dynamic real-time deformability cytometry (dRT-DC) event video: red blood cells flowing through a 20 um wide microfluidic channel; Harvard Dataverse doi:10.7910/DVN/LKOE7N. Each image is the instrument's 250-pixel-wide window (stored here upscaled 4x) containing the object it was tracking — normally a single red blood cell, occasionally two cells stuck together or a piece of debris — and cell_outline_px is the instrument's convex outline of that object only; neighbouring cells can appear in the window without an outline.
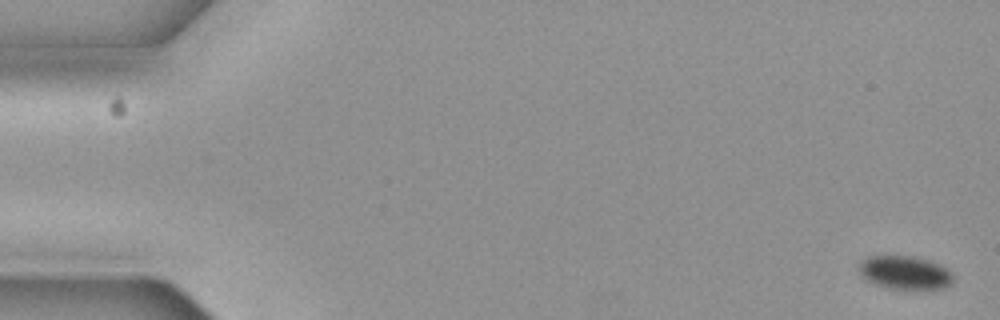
{"species": "common noctule bat (a hibernating species)", "species_latin": "Nyctalus noctula", "temperature_condition": "cold", "stored_images_in_passage": 6, "camera_frame_rate_fps": 3000, "um_per_image_px": 0.085, "animal": {"sex": "female", "body_mass_g": 19.3, "forearm_length_mm": 54.1}, "frame": {"image": 1, "passage_image": 1, "time_ms": 0.0, "image_size_px": [1000, 320], "cell_outline_px": [[952, 284], [944, 288], [892, 288], [876, 284], [860, 276], [856, 264], [860, 260], [868, 256], [912, 256], [928, 260], [940, 264], [948, 268], [952, 272]], "centroid_in_image_um": [76.88, 23.14], "position_along_channel_um": 8.1, "area_um2": 18.38}}
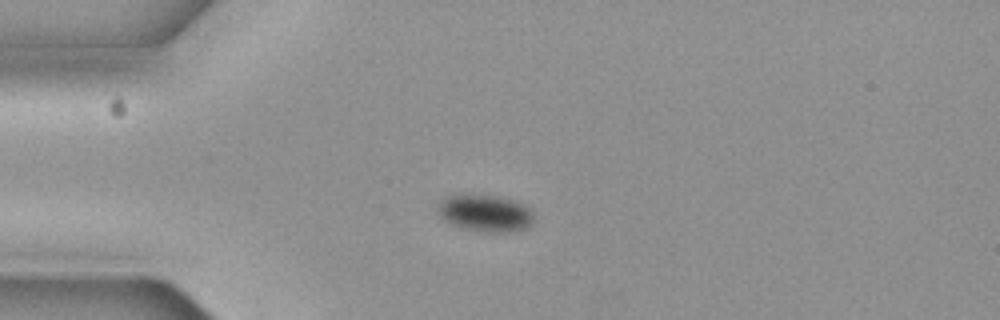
{"frame": {"image": 2, "passage_image": 5, "time_ms": 1.333, "image_size_px": [1000, 320], "cell_outline_px": [[532, 224], [528, 228], [516, 232], [484, 232], [460, 228], [444, 220], [436, 212], [436, 204], [440, 200], [448, 196], [468, 192], [496, 196], [520, 200], [532, 212]], "centroid_in_image_um": [41.21, 18.09], "position_along_channel_um": 43.8, "area_um2": 21.62}}